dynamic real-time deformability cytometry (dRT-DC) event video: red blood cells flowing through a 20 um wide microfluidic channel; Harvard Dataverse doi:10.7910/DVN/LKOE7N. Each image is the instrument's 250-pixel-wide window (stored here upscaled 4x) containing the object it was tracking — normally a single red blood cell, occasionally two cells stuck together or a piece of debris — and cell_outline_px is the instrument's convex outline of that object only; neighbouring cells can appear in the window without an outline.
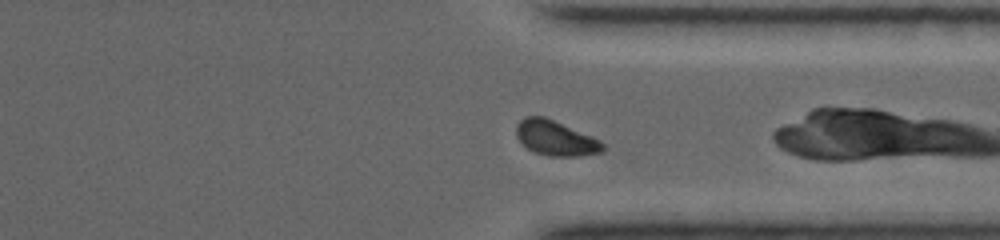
{"species": "common noctule bat (a hibernating species)", "species_latin": "Nyctalus noctula", "temperature_condition": "warm", "stored_images_in_passage": 27, "camera_frame_rate_fps": 4500, "um_per_image_px": 0.085, "animal": {"sex": "female", "body_mass_g": 19.0, "forearm_length_mm": 53.3}, "frame": {"image": 1, "passage_image": 20, "time_ms": 8.222, "image_size_px": [1000, 240], "cell_outline_px": [[608, 148], [600, 152], [580, 156], [552, 156], [536, 152], [528, 148], [516, 136], [516, 124], [524, 116], [544, 116], [592, 136], [600, 140]], "centroid_in_image_um": [47.24, 11.73], "position_along_channel_um": 364.2, "area_um2": 17.57}}